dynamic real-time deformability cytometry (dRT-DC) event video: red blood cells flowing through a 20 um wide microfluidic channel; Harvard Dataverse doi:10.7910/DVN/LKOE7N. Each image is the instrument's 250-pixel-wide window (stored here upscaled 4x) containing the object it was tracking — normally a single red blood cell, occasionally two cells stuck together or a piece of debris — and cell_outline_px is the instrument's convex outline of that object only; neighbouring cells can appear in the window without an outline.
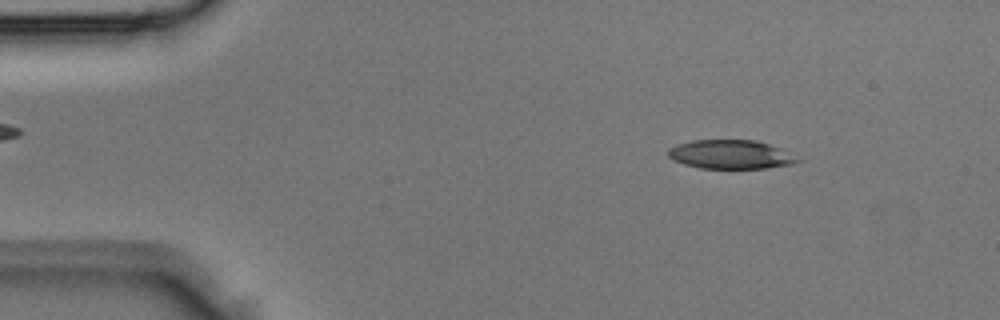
{"species": "Egyptian fruit bat (a non-hibernating species)", "species_latin": "Rousettus aegyptiacus", "temperature_condition": "room temperature", "stored_images_in_passage": 3, "camera_frame_rate_fps": 3000, "um_per_image_px": 0.085, "animal": {"sex": "male"}, "frame": {"image": 1, "passage_image": 1, "time_ms": 0.0, "image_size_px": [1000, 320], "cell_outline_px": [[804, 160], [792, 164], [768, 168], [700, 168], [684, 164], [672, 160], [668, 156], [668, 148], [676, 144], [692, 140], [756, 140], [780, 148]], "centroid_in_image_um": [62.1, 13.13], "position_along_channel_um": 22.9, "area_um2": 21.91}}